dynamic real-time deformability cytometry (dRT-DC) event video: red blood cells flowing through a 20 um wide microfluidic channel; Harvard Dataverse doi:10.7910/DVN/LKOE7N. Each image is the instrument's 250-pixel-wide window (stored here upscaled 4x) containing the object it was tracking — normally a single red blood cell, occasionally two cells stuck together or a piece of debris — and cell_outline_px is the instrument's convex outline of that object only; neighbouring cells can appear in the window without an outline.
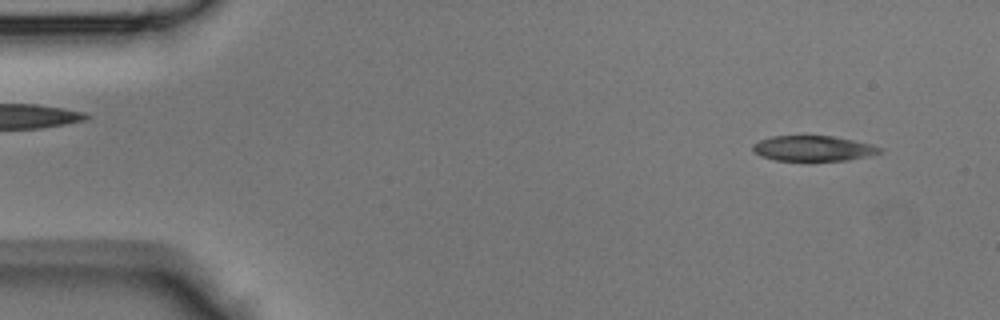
{"species": "Egyptian fruit bat (a non-hibernating species)", "species_latin": "Rousettus aegyptiacus", "temperature_condition": "room temperature", "stored_images_in_passage": 13, "camera_frame_rate_fps": 3000, "um_per_image_px": 0.085, "animal": {"sex": "male"}, "frame": {"image": 1, "passage_image": 3, "time_ms": 0.667, "image_size_px": [1000, 320], "cell_outline_px": [[884, 148], [880, 152], [848, 160], [808, 164], [776, 160], [760, 156], [752, 152], [752, 144], [760, 140], [772, 136], [832, 136], [872, 144]], "centroid_in_image_um": [69.06, 12.66], "position_along_channel_um": 15.9, "area_um2": 19.59}}
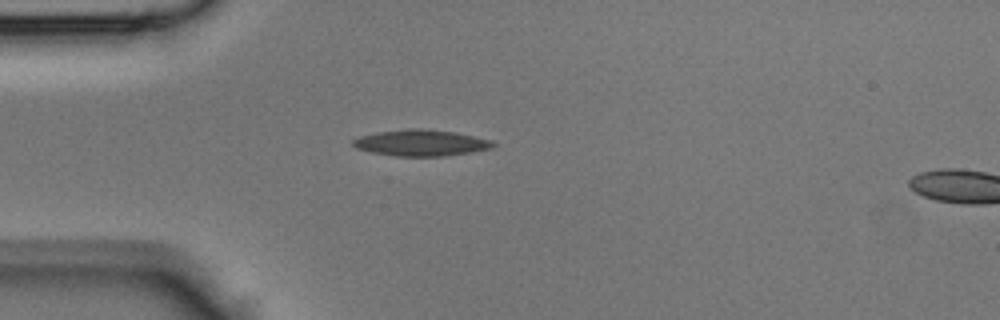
{"frame": {"image": 2, "passage_image": 11, "time_ms": 3.333, "image_size_px": [1000, 320], "cell_outline_px": [[496, 144], [492, 148], [444, 156], [396, 156], [372, 152], [356, 148], [352, 144], [352, 140], [360, 136], [376, 132], [408, 128], [428, 128], [456, 132], [492, 140]], "centroid_in_image_um": [35.78, 12.12], "position_along_channel_um": 49.2, "area_um2": 21.5}}